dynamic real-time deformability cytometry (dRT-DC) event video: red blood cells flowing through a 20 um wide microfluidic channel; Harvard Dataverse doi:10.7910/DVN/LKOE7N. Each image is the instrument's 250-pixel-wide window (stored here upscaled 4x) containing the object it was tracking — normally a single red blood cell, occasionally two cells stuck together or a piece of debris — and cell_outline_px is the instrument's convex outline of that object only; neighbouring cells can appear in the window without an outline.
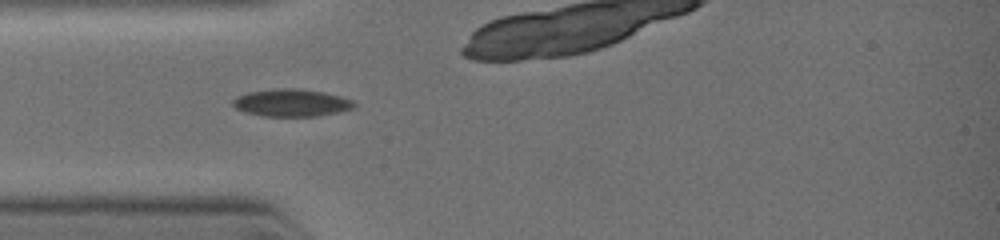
{"species": "common noctule bat (a hibernating species)", "species_latin": "Nyctalus noctula", "temperature_condition": "warm", "stored_images_in_passage": 11, "camera_frame_rate_fps": 3000, "um_per_image_px": 0.085, "animal": {"sex": "female", "body_mass_g": 19.0, "forearm_length_mm": 51.5}, "frame": {"image": 1, "passage_image": 1, "time_ms": 0.0, "image_size_px": [1000, 240], "cell_outline_px": [[356, 108], [316, 116], [264, 116], [244, 112], [236, 108], [232, 104], [232, 100], [236, 96], [248, 92], [276, 88], [300, 88], [324, 92], [340, 96], [352, 100], [356, 104]], "centroid_in_image_um": [24.76, 8.73], "position_along_channel_um": 60.2, "area_um2": 19.48}}
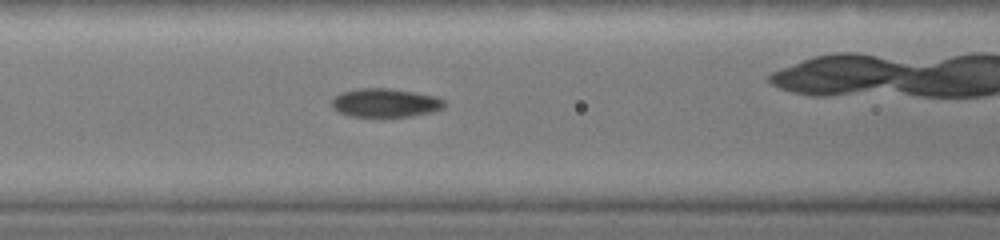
{"frame": {"image": 2, "passage_image": 5, "time_ms": 1.333, "image_size_px": [1000, 240], "cell_outline_px": [[448, 104], [444, 108], [432, 112], [408, 116], [352, 116], [340, 112], [332, 108], [332, 100], [340, 92], [364, 88], [388, 88], [416, 92], [436, 96], [444, 100]], "centroid_in_image_um": [32.8, 8.73], "position_along_channel_um": 133.8, "area_um2": 18.73}}
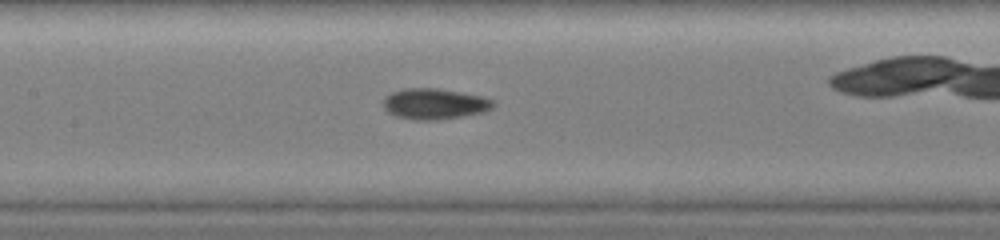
{"frame": {"image": 3, "passage_image": 7, "time_ms": 2.0, "image_size_px": [1000, 240], "cell_outline_px": [[496, 104], [492, 108], [484, 112], [436, 120], [416, 120], [396, 116], [388, 112], [384, 108], [384, 96], [392, 92], [404, 88], [436, 88], [484, 96], [496, 100]], "centroid_in_image_um": [36.96, 8.82], "position_along_channel_um": 170.4, "area_um2": 19.83}}